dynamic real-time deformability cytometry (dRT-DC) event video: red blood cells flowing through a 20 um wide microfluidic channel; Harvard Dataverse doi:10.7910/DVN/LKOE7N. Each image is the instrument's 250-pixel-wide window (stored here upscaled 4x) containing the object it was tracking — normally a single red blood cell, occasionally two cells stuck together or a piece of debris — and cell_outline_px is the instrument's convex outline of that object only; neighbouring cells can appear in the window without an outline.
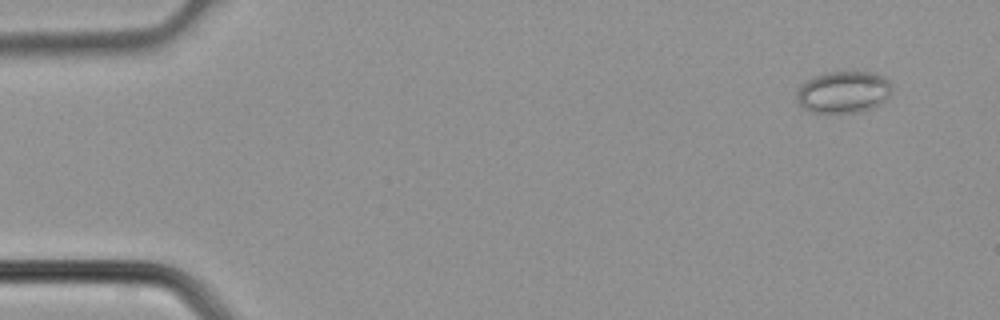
{"species": "common noctule bat (a hibernating species)", "species_latin": "Nyctalus noctula", "temperature_condition": "cold", "stored_images_in_passage": 3, "camera_frame_rate_fps": 3000, "um_per_image_px": 0.085, "animal": {"sex": "male", "body_mass_g": 21.5, "forearm_length_mm": 52.0}, "frame": {"image": 1, "passage_image": 1, "time_ms": 0.0, "image_size_px": [1000, 320], "cell_outline_px": [[892, 92], [880, 104], [872, 108], [860, 112], [812, 112], [804, 108], [796, 100], [796, 92], [808, 80], [824, 72], [844, 68], [872, 72], [884, 76], [888, 80], [892, 88]], "centroid_in_image_um": [71.73, 7.77], "position_along_channel_um": 13.3, "area_um2": 23.76}}